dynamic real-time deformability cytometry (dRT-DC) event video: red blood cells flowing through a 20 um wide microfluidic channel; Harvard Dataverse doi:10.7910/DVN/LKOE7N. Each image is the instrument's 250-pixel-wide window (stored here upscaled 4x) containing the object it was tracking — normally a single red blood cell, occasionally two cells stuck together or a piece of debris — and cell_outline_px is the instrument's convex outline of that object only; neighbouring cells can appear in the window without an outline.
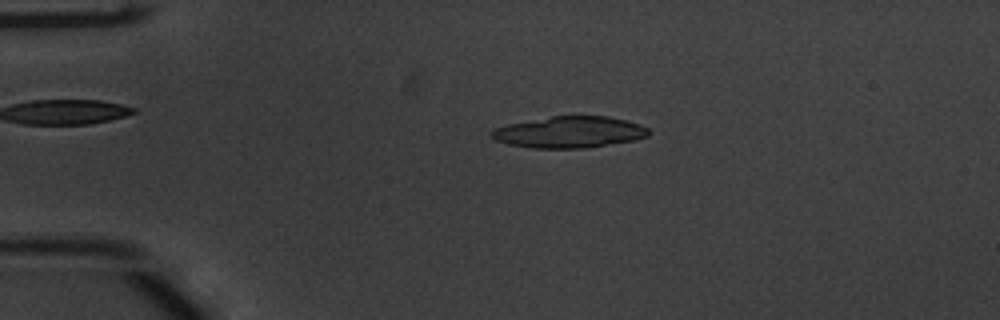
{"species": "common noctule bat (a hibernating species)", "species_latin": "Nyctalus noctula", "temperature_condition": "warm", "stored_images_in_passage": 41, "camera_frame_rate_fps": 3000, "um_per_image_px": 0.085, "animal": {"sex": "male", "body_mass_g": 20.1, "forearm_length_mm": 53.5}, "frame": {"image": 1, "passage_image": 1, "time_ms": 0.0, "image_size_px": [1000, 320], "cell_outline_px": [[652, 132], [648, 136], [632, 140], [584, 148], [532, 148], [508, 144], [496, 140], [488, 132], [492, 128], [508, 124], [552, 116], [608, 116], [640, 124], [648, 128]], "centroid_in_image_um": [48.38, 11.23], "position_along_channel_um": 36.6, "area_um2": 28.67}}